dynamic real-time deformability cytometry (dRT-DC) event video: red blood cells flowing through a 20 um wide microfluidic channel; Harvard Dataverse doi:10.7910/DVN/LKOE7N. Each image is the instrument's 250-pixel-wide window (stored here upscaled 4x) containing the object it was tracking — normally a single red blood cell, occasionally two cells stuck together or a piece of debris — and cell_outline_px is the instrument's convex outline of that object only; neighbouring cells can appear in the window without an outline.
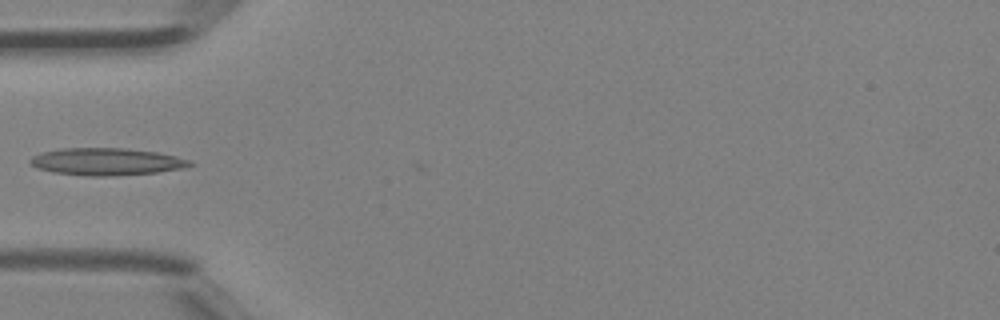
{"species": "Egyptian fruit bat (a non-hibernating species)", "species_latin": "Rousettus aegyptiacus", "temperature_condition": "room temperature", "stored_images_in_passage": 5, "camera_frame_rate_fps": 3000, "um_per_image_px": 0.085, "animal": {"sex": "female"}, "frame": {"image": 1, "passage_image": 5, "time_ms": 1.333, "image_size_px": [1000, 320], "cell_outline_px": [[196, 164], [184, 168], [156, 172], [116, 176], [88, 176], [52, 172], [36, 168], [28, 164], [28, 160], [32, 156], [40, 152], [60, 148], [124, 148], [156, 152], [176, 156], [192, 160]], "centroid_in_image_um": [9.02, 13.74], "position_along_channel_um": 76.0, "area_um2": 25.72}}